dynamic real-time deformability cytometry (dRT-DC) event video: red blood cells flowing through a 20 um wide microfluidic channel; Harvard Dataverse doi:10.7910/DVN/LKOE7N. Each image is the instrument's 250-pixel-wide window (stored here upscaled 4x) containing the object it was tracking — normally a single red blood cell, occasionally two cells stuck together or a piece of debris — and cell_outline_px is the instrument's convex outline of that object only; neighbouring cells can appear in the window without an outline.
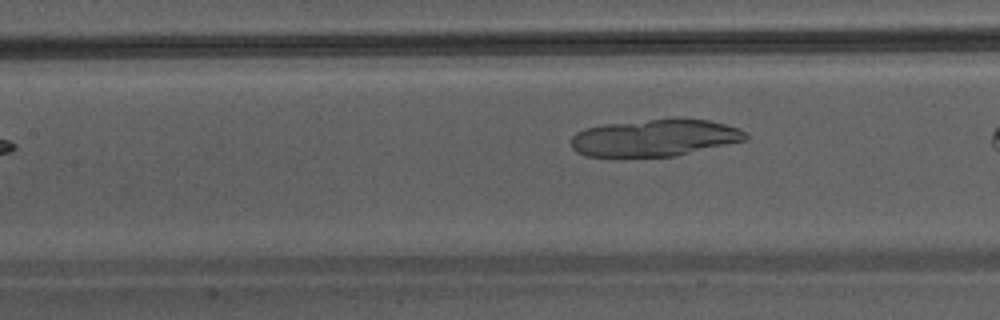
{"species": "Egyptian fruit bat (a non-hibernating species)", "species_latin": "Rousettus aegyptiacus", "temperature_condition": "warm", "stored_images_in_passage": 7, "camera_frame_rate_fps": 3000, "um_per_image_px": 0.085, "animal": {"sex": "male"}, "frame": {"image": 1, "passage_image": 6, "time_ms": 6.0, "image_size_px": [1000, 320], "cell_outline_px": [[748, 140], [676, 156], [584, 156], [576, 152], [572, 148], [572, 136], [576, 132], [584, 128], [604, 124], [648, 120], [708, 120], [740, 128], [748, 132]], "centroid_in_image_um": [55.67, 11.73], "position_along_channel_um": 151.7, "area_um2": 37.34}}